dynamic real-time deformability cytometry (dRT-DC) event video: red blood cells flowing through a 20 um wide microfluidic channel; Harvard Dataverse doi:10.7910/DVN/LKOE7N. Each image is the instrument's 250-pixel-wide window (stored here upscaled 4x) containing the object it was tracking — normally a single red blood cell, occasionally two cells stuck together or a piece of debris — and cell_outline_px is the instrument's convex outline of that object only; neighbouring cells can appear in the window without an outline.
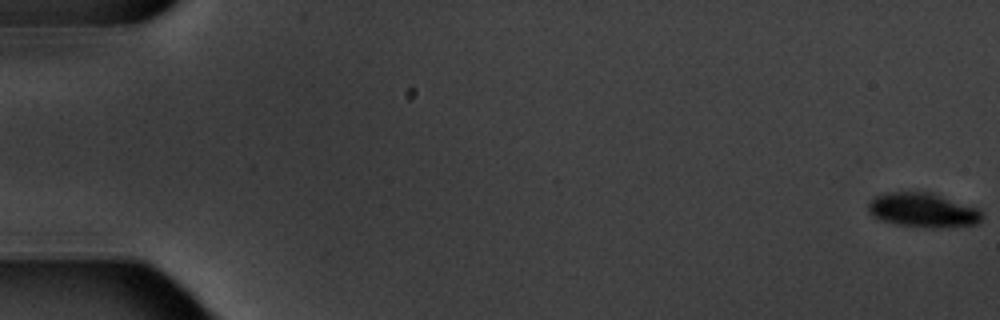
{"species": "common noctule bat (a hibernating species)", "species_latin": "Nyctalus noctula", "temperature_condition": "warm", "stored_images_in_passage": 6, "camera_frame_rate_fps": 3000, "um_per_image_px": 0.085, "animal": {"sex": "male", "body_mass_g": 20.1, "forearm_length_mm": 53.5}, "frame": {"image": 1, "passage_image": 1, "time_ms": 0.0, "image_size_px": [1000, 320], "cell_outline_px": [[984, 216], [976, 224], [936, 228], [924, 228], [896, 224], [880, 220], [872, 216], [868, 212], [868, 204], [876, 196], [888, 192], [932, 192], [980, 208]], "centroid_in_image_um": [78.47, 17.86], "position_along_channel_um": 6.5, "area_um2": 23.06}}